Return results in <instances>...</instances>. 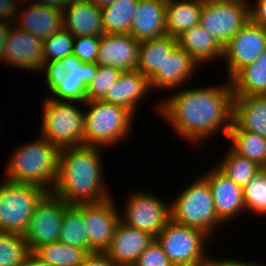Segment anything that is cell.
Instances as JSON below:
<instances>
[{
  "label": "cell",
  "mask_w": 266,
  "mask_h": 266,
  "mask_svg": "<svg viewBox=\"0 0 266 266\" xmlns=\"http://www.w3.org/2000/svg\"><path fill=\"white\" fill-rule=\"evenodd\" d=\"M122 71L108 65H98V71L86 89V100H101Z\"/></svg>",
  "instance_id": "37"
},
{
  "label": "cell",
  "mask_w": 266,
  "mask_h": 266,
  "mask_svg": "<svg viewBox=\"0 0 266 266\" xmlns=\"http://www.w3.org/2000/svg\"><path fill=\"white\" fill-rule=\"evenodd\" d=\"M63 27L74 37L105 34L101 8L90 0H72L63 9Z\"/></svg>",
  "instance_id": "23"
},
{
  "label": "cell",
  "mask_w": 266,
  "mask_h": 266,
  "mask_svg": "<svg viewBox=\"0 0 266 266\" xmlns=\"http://www.w3.org/2000/svg\"><path fill=\"white\" fill-rule=\"evenodd\" d=\"M203 3H214V2H225V1H229V0H199Z\"/></svg>",
  "instance_id": "48"
},
{
  "label": "cell",
  "mask_w": 266,
  "mask_h": 266,
  "mask_svg": "<svg viewBox=\"0 0 266 266\" xmlns=\"http://www.w3.org/2000/svg\"><path fill=\"white\" fill-rule=\"evenodd\" d=\"M41 73H45V83L49 90V95L63 83V79L67 73V69L61 60H54L44 62L39 70Z\"/></svg>",
  "instance_id": "40"
},
{
  "label": "cell",
  "mask_w": 266,
  "mask_h": 266,
  "mask_svg": "<svg viewBox=\"0 0 266 266\" xmlns=\"http://www.w3.org/2000/svg\"><path fill=\"white\" fill-rule=\"evenodd\" d=\"M177 45L201 66L221 60L223 47L200 25H195L177 37Z\"/></svg>",
  "instance_id": "25"
},
{
  "label": "cell",
  "mask_w": 266,
  "mask_h": 266,
  "mask_svg": "<svg viewBox=\"0 0 266 266\" xmlns=\"http://www.w3.org/2000/svg\"><path fill=\"white\" fill-rule=\"evenodd\" d=\"M202 67L200 66L192 56H190L184 49L178 45L172 50V52L165 57L161 70H157L156 73L149 79V85L153 90H166L172 92L176 89L185 88L190 82L197 71ZM195 74V75H194ZM190 81V82H189Z\"/></svg>",
  "instance_id": "16"
},
{
  "label": "cell",
  "mask_w": 266,
  "mask_h": 266,
  "mask_svg": "<svg viewBox=\"0 0 266 266\" xmlns=\"http://www.w3.org/2000/svg\"><path fill=\"white\" fill-rule=\"evenodd\" d=\"M206 266H265L263 263H258L255 260H241V259H234L230 257H225V258H213L211 255L208 258Z\"/></svg>",
  "instance_id": "42"
},
{
  "label": "cell",
  "mask_w": 266,
  "mask_h": 266,
  "mask_svg": "<svg viewBox=\"0 0 266 266\" xmlns=\"http://www.w3.org/2000/svg\"><path fill=\"white\" fill-rule=\"evenodd\" d=\"M228 146L238 155L266 168V138L246 130H229Z\"/></svg>",
  "instance_id": "30"
},
{
  "label": "cell",
  "mask_w": 266,
  "mask_h": 266,
  "mask_svg": "<svg viewBox=\"0 0 266 266\" xmlns=\"http://www.w3.org/2000/svg\"><path fill=\"white\" fill-rule=\"evenodd\" d=\"M229 130H246L266 138V95L234 96Z\"/></svg>",
  "instance_id": "24"
},
{
  "label": "cell",
  "mask_w": 266,
  "mask_h": 266,
  "mask_svg": "<svg viewBox=\"0 0 266 266\" xmlns=\"http://www.w3.org/2000/svg\"><path fill=\"white\" fill-rule=\"evenodd\" d=\"M13 149L10 150L3 178L37 185L52 192L57 180L61 149L41 135Z\"/></svg>",
  "instance_id": "3"
},
{
  "label": "cell",
  "mask_w": 266,
  "mask_h": 266,
  "mask_svg": "<svg viewBox=\"0 0 266 266\" xmlns=\"http://www.w3.org/2000/svg\"><path fill=\"white\" fill-rule=\"evenodd\" d=\"M48 192L37 185L0 181V232L24 235L34 209Z\"/></svg>",
  "instance_id": "7"
},
{
  "label": "cell",
  "mask_w": 266,
  "mask_h": 266,
  "mask_svg": "<svg viewBox=\"0 0 266 266\" xmlns=\"http://www.w3.org/2000/svg\"><path fill=\"white\" fill-rule=\"evenodd\" d=\"M140 41L130 34L101 35L97 65L113 66L121 71L135 70L138 64V50Z\"/></svg>",
  "instance_id": "20"
},
{
  "label": "cell",
  "mask_w": 266,
  "mask_h": 266,
  "mask_svg": "<svg viewBox=\"0 0 266 266\" xmlns=\"http://www.w3.org/2000/svg\"><path fill=\"white\" fill-rule=\"evenodd\" d=\"M222 155L219 163H215L216 166L242 188L262 169L257 163L235 153L229 146Z\"/></svg>",
  "instance_id": "31"
},
{
  "label": "cell",
  "mask_w": 266,
  "mask_h": 266,
  "mask_svg": "<svg viewBox=\"0 0 266 266\" xmlns=\"http://www.w3.org/2000/svg\"><path fill=\"white\" fill-rule=\"evenodd\" d=\"M176 46L177 38L170 35L140 41L136 69L149 80Z\"/></svg>",
  "instance_id": "26"
},
{
  "label": "cell",
  "mask_w": 266,
  "mask_h": 266,
  "mask_svg": "<svg viewBox=\"0 0 266 266\" xmlns=\"http://www.w3.org/2000/svg\"><path fill=\"white\" fill-rule=\"evenodd\" d=\"M203 173V174H202ZM201 176L208 182L218 218L226 225L246 213L243 188L234 183L216 165L205 170ZM244 213V214H243Z\"/></svg>",
  "instance_id": "14"
},
{
  "label": "cell",
  "mask_w": 266,
  "mask_h": 266,
  "mask_svg": "<svg viewBox=\"0 0 266 266\" xmlns=\"http://www.w3.org/2000/svg\"><path fill=\"white\" fill-rule=\"evenodd\" d=\"M101 36L75 37L73 55L83 63H97L98 48Z\"/></svg>",
  "instance_id": "38"
},
{
  "label": "cell",
  "mask_w": 266,
  "mask_h": 266,
  "mask_svg": "<svg viewBox=\"0 0 266 266\" xmlns=\"http://www.w3.org/2000/svg\"><path fill=\"white\" fill-rule=\"evenodd\" d=\"M59 241L88 250V233L83 214L75 205H71L63 217Z\"/></svg>",
  "instance_id": "33"
},
{
  "label": "cell",
  "mask_w": 266,
  "mask_h": 266,
  "mask_svg": "<svg viewBox=\"0 0 266 266\" xmlns=\"http://www.w3.org/2000/svg\"><path fill=\"white\" fill-rule=\"evenodd\" d=\"M44 97L39 135L60 149L84 145V103Z\"/></svg>",
  "instance_id": "6"
},
{
  "label": "cell",
  "mask_w": 266,
  "mask_h": 266,
  "mask_svg": "<svg viewBox=\"0 0 266 266\" xmlns=\"http://www.w3.org/2000/svg\"><path fill=\"white\" fill-rule=\"evenodd\" d=\"M243 202L246 212L253 213L252 216H266V168H262L243 187Z\"/></svg>",
  "instance_id": "34"
},
{
  "label": "cell",
  "mask_w": 266,
  "mask_h": 266,
  "mask_svg": "<svg viewBox=\"0 0 266 266\" xmlns=\"http://www.w3.org/2000/svg\"><path fill=\"white\" fill-rule=\"evenodd\" d=\"M44 40L11 25L4 47V64L26 72H39L43 63Z\"/></svg>",
  "instance_id": "15"
},
{
  "label": "cell",
  "mask_w": 266,
  "mask_h": 266,
  "mask_svg": "<svg viewBox=\"0 0 266 266\" xmlns=\"http://www.w3.org/2000/svg\"><path fill=\"white\" fill-rule=\"evenodd\" d=\"M154 239L151 234L130 227L120 220L104 252L116 266H133Z\"/></svg>",
  "instance_id": "18"
},
{
  "label": "cell",
  "mask_w": 266,
  "mask_h": 266,
  "mask_svg": "<svg viewBox=\"0 0 266 266\" xmlns=\"http://www.w3.org/2000/svg\"><path fill=\"white\" fill-rule=\"evenodd\" d=\"M249 20V0H229L203 3L199 24L224 47Z\"/></svg>",
  "instance_id": "10"
},
{
  "label": "cell",
  "mask_w": 266,
  "mask_h": 266,
  "mask_svg": "<svg viewBox=\"0 0 266 266\" xmlns=\"http://www.w3.org/2000/svg\"><path fill=\"white\" fill-rule=\"evenodd\" d=\"M42 5H49L56 8H61L62 10L72 1V0H29Z\"/></svg>",
  "instance_id": "46"
},
{
  "label": "cell",
  "mask_w": 266,
  "mask_h": 266,
  "mask_svg": "<svg viewBox=\"0 0 266 266\" xmlns=\"http://www.w3.org/2000/svg\"><path fill=\"white\" fill-rule=\"evenodd\" d=\"M62 61L67 69L63 83L47 96L59 101L84 103L87 86L96 76L98 65L96 63H83L73 54L64 57Z\"/></svg>",
  "instance_id": "19"
},
{
  "label": "cell",
  "mask_w": 266,
  "mask_h": 266,
  "mask_svg": "<svg viewBox=\"0 0 266 266\" xmlns=\"http://www.w3.org/2000/svg\"><path fill=\"white\" fill-rule=\"evenodd\" d=\"M254 1V4L249 1L250 20L266 29V0Z\"/></svg>",
  "instance_id": "41"
},
{
  "label": "cell",
  "mask_w": 266,
  "mask_h": 266,
  "mask_svg": "<svg viewBox=\"0 0 266 266\" xmlns=\"http://www.w3.org/2000/svg\"><path fill=\"white\" fill-rule=\"evenodd\" d=\"M81 266H116L105 252H90Z\"/></svg>",
  "instance_id": "43"
},
{
  "label": "cell",
  "mask_w": 266,
  "mask_h": 266,
  "mask_svg": "<svg viewBox=\"0 0 266 266\" xmlns=\"http://www.w3.org/2000/svg\"><path fill=\"white\" fill-rule=\"evenodd\" d=\"M151 91L149 80L137 69L122 71L117 81L109 87L104 102L122 106L130 110L135 116L138 108ZM145 97V98H144Z\"/></svg>",
  "instance_id": "21"
},
{
  "label": "cell",
  "mask_w": 266,
  "mask_h": 266,
  "mask_svg": "<svg viewBox=\"0 0 266 266\" xmlns=\"http://www.w3.org/2000/svg\"><path fill=\"white\" fill-rule=\"evenodd\" d=\"M70 206L69 202L61 200L51 192L41 199L23 235L30 252L41 245L59 241L61 222Z\"/></svg>",
  "instance_id": "11"
},
{
  "label": "cell",
  "mask_w": 266,
  "mask_h": 266,
  "mask_svg": "<svg viewBox=\"0 0 266 266\" xmlns=\"http://www.w3.org/2000/svg\"><path fill=\"white\" fill-rule=\"evenodd\" d=\"M266 49V29L249 20L223 47L226 80L253 63Z\"/></svg>",
  "instance_id": "13"
},
{
  "label": "cell",
  "mask_w": 266,
  "mask_h": 266,
  "mask_svg": "<svg viewBox=\"0 0 266 266\" xmlns=\"http://www.w3.org/2000/svg\"><path fill=\"white\" fill-rule=\"evenodd\" d=\"M84 145L100 148L116 147L127 140L135 115L128 109L102 100H86ZM116 145V146H115Z\"/></svg>",
  "instance_id": "4"
},
{
  "label": "cell",
  "mask_w": 266,
  "mask_h": 266,
  "mask_svg": "<svg viewBox=\"0 0 266 266\" xmlns=\"http://www.w3.org/2000/svg\"><path fill=\"white\" fill-rule=\"evenodd\" d=\"M12 24L0 21V64H4V47L9 29Z\"/></svg>",
  "instance_id": "44"
},
{
  "label": "cell",
  "mask_w": 266,
  "mask_h": 266,
  "mask_svg": "<svg viewBox=\"0 0 266 266\" xmlns=\"http://www.w3.org/2000/svg\"><path fill=\"white\" fill-rule=\"evenodd\" d=\"M29 253L23 235L0 232V266H21Z\"/></svg>",
  "instance_id": "35"
},
{
  "label": "cell",
  "mask_w": 266,
  "mask_h": 266,
  "mask_svg": "<svg viewBox=\"0 0 266 266\" xmlns=\"http://www.w3.org/2000/svg\"><path fill=\"white\" fill-rule=\"evenodd\" d=\"M21 266H54L40 259L36 254L30 252Z\"/></svg>",
  "instance_id": "45"
},
{
  "label": "cell",
  "mask_w": 266,
  "mask_h": 266,
  "mask_svg": "<svg viewBox=\"0 0 266 266\" xmlns=\"http://www.w3.org/2000/svg\"><path fill=\"white\" fill-rule=\"evenodd\" d=\"M203 2L199 0H167V35L177 38L191 27L198 25Z\"/></svg>",
  "instance_id": "27"
},
{
  "label": "cell",
  "mask_w": 266,
  "mask_h": 266,
  "mask_svg": "<svg viewBox=\"0 0 266 266\" xmlns=\"http://www.w3.org/2000/svg\"><path fill=\"white\" fill-rule=\"evenodd\" d=\"M92 3H94L96 6L102 8L108 4H110L114 0H90Z\"/></svg>",
  "instance_id": "47"
},
{
  "label": "cell",
  "mask_w": 266,
  "mask_h": 266,
  "mask_svg": "<svg viewBox=\"0 0 266 266\" xmlns=\"http://www.w3.org/2000/svg\"><path fill=\"white\" fill-rule=\"evenodd\" d=\"M24 4L27 5V8ZM20 6L13 25L37 38L48 39L63 27V10L61 8L29 0L22 1Z\"/></svg>",
  "instance_id": "17"
},
{
  "label": "cell",
  "mask_w": 266,
  "mask_h": 266,
  "mask_svg": "<svg viewBox=\"0 0 266 266\" xmlns=\"http://www.w3.org/2000/svg\"><path fill=\"white\" fill-rule=\"evenodd\" d=\"M102 154L103 149L95 146L62 148L57 180L51 193L71 205L97 203L113 196L105 183Z\"/></svg>",
  "instance_id": "2"
},
{
  "label": "cell",
  "mask_w": 266,
  "mask_h": 266,
  "mask_svg": "<svg viewBox=\"0 0 266 266\" xmlns=\"http://www.w3.org/2000/svg\"><path fill=\"white\" fill-rule=\"evenodd\" d=\"M138 0H114L101 8L102 24L106 34H129L131 20Z\"/></svg>",
  "instance_id": "29"
},
{
  "label": "cell",
  "mask_w": 266,
  "mask_h": 266,
  "mask_svg": "<svg viewBox=\"0 0 266 266\" xmlns=\"http://www.w3.org/2000/svg\"><path fill=\"white\" fill-rule=\"evenodd\" d=\"M128 195L124 208L120 211V220L156 237L170 220V203L145 189L133 191Z\"/></svg>",
  "instance_id": "9"
},
{
  "label": "cell",
  "mask_w": 266,
  "mask_h": 266,
  "mask_svg": "<svg viewBox=\"0 0 266 266\" xmlns=\"http://www.w3.org/2000/svg\"><path fill=\"white\" fill-rule=\"evenodd\" d=\"M214 85L182 87L154 107L167 125L193 147H201L218 132L226 139L232 125L231 82L227 79L223 84Z\"/></svg>",
  "instance_id": "1"
},
{
  "label": "cell",
  "mask_w": 266,
  "mask_h": 266,
  "mask_svg": "<svg viewBox=\"0 0 266 266\" xmlns=\"http://www.w3.org/2000/svg\"><path fill=\"white\" fill-rule=\"evenodd\" d=\"M117 205L113 196L97 203L75 205L83 214L90 252H104L108 247L120 221L121 208Z\"/></svg>",
  "instance_id": "12"
},
{
  "label": "cell",
  "mask_w": 266,
  "mask_h": 266,
  "mask_svg": "<svg viewBox=\"0 0 266 266\" xmlns=\"http://www.w3.org/2000/svg\"><path fill=\"white\" fill-rule=\"evenodd\" d=\"M234 96L266 95V49L231 79Z\"/></svg>",
  "instance_id": "28"
},
{
  "label": "cell",
  "mask_w": 266,
  "mask_h": 266,
  "mask_svg": "<svg viewBox=\"0 0 266 266\" xmlns=\"http://www.w3.org/2000/svg\"><path fill=\"white\" fill-rule=\"evenodd\" d=\"M33 253L54 266H81L90 251L56 241L39 246Z\"/></svg>",
  "instance_id": "32"
},
{
  "label": "cell",
  "mask_w": 266,
  "mask_h": 266,
  "mask_svg": "<svg viewBox=\"0 0 266 266\" xmlns=\"http://www.w3.org/2000/svg\"><path fill=\"white\" fill-rule=\"evenodd\" d=\"M167 0H138L129 34L138 41L167 35Z\"/></svg>",
  "instance_id": "22"
},
{
  "label": "cell",
  "mask_w": 266,
  "mask_h": 266,
  "mask_svg": "<svg viewBox=\"0 0 266 266\" xmlns=\"http://www.w3.org/2000/svg\"><path fill=\"white\" fill-rule=\"evenodd\" d=\"M155 239L174 266H206L212 238L204 231L170 219Z\"/></svg>",
  "instance_id": "8"
},
{
  "label": "cell",
  "mask_w": 266,
  "mask_h": 266,
  "mask_svg": "<svg viewBox=\"0 0 266 266\" xmlns=\"http://www.w3.org/2000/svg\"><path fill=\"white\" fill-rule=\"evenodd\" d=\"M75 37L64 27L44 40L43 63L61 60L73 54V42Z\"/></svg>",
  "instance_id": "36"
},
{
  "label": "cell",
  "mask_w": 266,
  "mask_h": 266,
  "mask_svg": "<svg viewBox=\"0 0 266 266\" xmlns=\"http://www.w3.org/2000/svg\"><path fill=\"white\" fill-rule=\"evenodd\" d=\"M180 193L170 200V219L181 225L198 228L212 240L218 228L225 224L218 218L208 182L201 176L188 182Z\"/></svg>",
  "instance_id": "5"
},
{
  "label": "cell",
  "mask_w": 266,
  "mask_h": 266,
  "mask_svg": "<svg viewBox=\"0 0 266 266\" xmlns=\"http://www.w3.org/2000/svg\"><path fill=\"white\" fill-rule=\"evenodd\" d=\"M133 266H174L156 239L139 255Z\"/></svg>",
  "instance_id": "39"
}]
</instances>
